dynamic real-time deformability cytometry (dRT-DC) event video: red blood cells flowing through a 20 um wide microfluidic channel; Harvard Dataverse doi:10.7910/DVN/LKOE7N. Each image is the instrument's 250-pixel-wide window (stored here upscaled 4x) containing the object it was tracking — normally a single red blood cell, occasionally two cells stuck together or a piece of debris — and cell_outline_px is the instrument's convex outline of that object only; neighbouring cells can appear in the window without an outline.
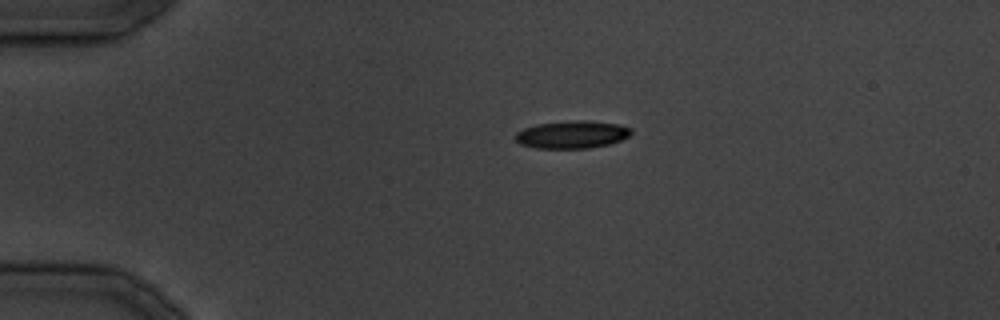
{"species": "common noctule bat (a hibernating species)", "species_latin": "Nyctalus noctula", "temperature_condition": "cold", "stored_images_in_passage": 9, "camera_frame_rate_fps": 3000, "um_per_image_px": 0.085, "animal": {"sex": "male", "body_mass_g": 19.5, "forearm_length_mm": 54.6}, "frame": {"image": 1, "passage_image": 1, "time_ms": 0.0, "image_size_px": [1000, 320], "cell_outline_px": [[632, 132], [628, 136], [620, 140], [608, 144], [588, 148], [536, 148], [520, 144], [516, 140], [516, 132], [524, 128], [536, 124], [572, 120], [588, 120], [620, 124], [632, 128]], "centroid_in_image_um": [48.63, 11.42], "position_along_channel_um": 36.4, "area_um2": 18.67}}
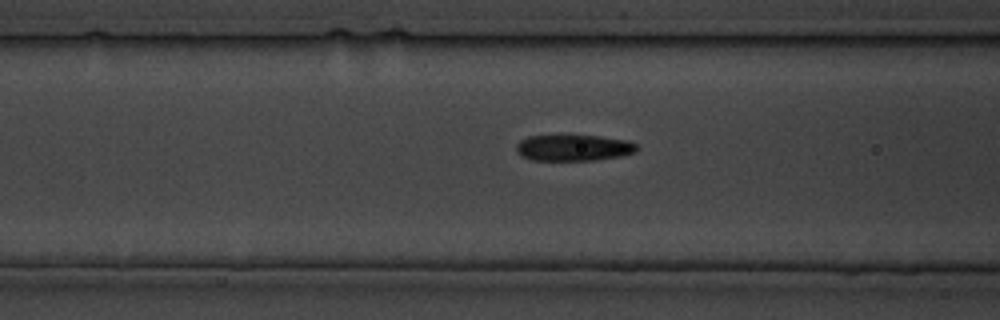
{"frame": {"image": 2, "passage_image": 8, "time_ms": 8.0, "image_size_px": [1000, 320], "cell_outline_px": [[640, 148], [636, 152], [620, 156], [592, 160], [532, 160], [520, 156], [516, 152], [516, 144], [520, 140], [528, 136], [600, 136], [628, 140], [636, 144]], "centroid_in_image_um": [48.75, 12.56], "position_along_channel_um": 117.8, "area_um2": 18.44}}